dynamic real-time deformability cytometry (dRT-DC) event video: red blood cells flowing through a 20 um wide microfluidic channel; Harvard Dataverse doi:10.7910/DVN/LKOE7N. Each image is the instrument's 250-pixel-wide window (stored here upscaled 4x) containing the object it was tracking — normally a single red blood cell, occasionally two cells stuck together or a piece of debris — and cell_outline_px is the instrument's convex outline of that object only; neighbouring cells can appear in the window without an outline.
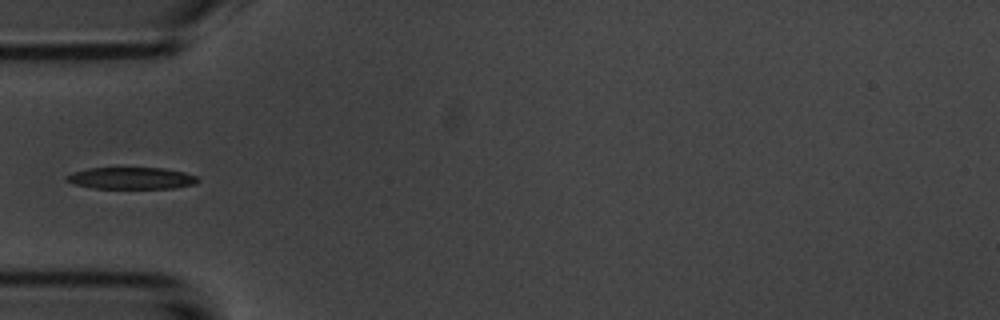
{"species": "common noctule bat (a hibernating species)", "species_latin": "Nyctalus noctula", "temperature_condition": "room temperature", "stored_images_in_passage": 38, "camera_frame_rate_fps": 3000, "um_per_image_px": 0.085, "animal": {"sex": "male", "body_mass_g": 20.1, "forearm_length_mm": 53.5}, "frame": {"image": 1, "passage_image": 1, "time_ms": 0.0, "image_size_px": [1000, 320], "cell_outline_px": [[200, 180], [196, 184], [176, 188], [92, 188], [76, 184], [68, 180], [64, 176], [72, 172], [88, 168], [164, 168], [184, 172], [196, 176]], "centroid_in_image_um": [11.2, 15.14], "position_along_channel_um": 73.8, "area_um2": 16.65}}
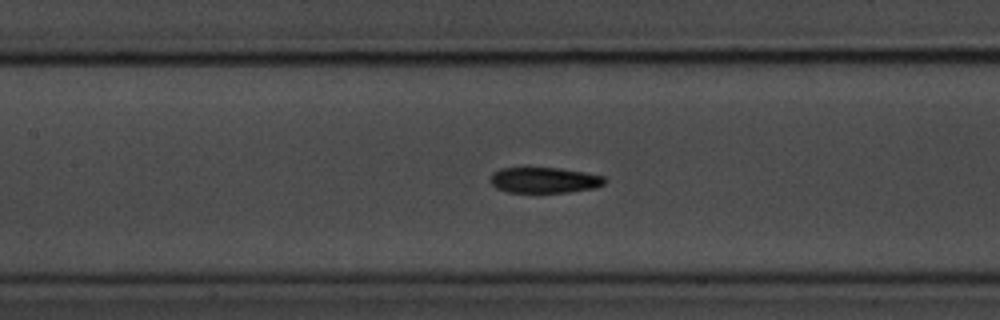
{"frame": {"image": 2, "passage_image": 8, "time_ms": 2.333, "image_size_px": [1000, 320], "cell_outline_px": [[608, 180], [604, 184], [596, 188], [568, 192], [508, 192], [496, 188], [488, 180], [492, 172], [500, 168], [560, 168], [584, 172], [604, 176]], "centroid_in_image_um": [46.27, 15.31], "position_along_channel_um": 161.1, "area_um2": 17.28}}
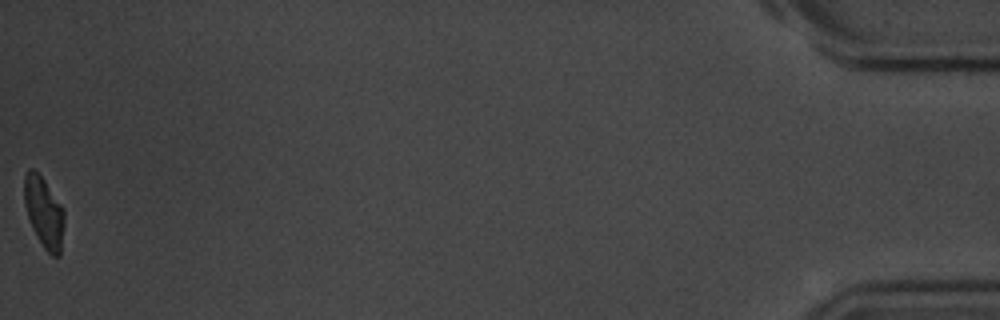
{"frame": {"image": 3, "passage_image": 38, "time_ms": 12.333, "image_size_px": [1000, 320], "cell_outline_px": [[64, 224], [60, 256], [52, 256], [44, 248], [36, 236], [32, 228], [24, 204], [24, 176], [28, 168], [32, 168], [44, 180], [64, 208]], "centroid_in_image_um": [3.74, 18.05], "position_along_channel_um": 431.5, "area_um2": 16.53}}